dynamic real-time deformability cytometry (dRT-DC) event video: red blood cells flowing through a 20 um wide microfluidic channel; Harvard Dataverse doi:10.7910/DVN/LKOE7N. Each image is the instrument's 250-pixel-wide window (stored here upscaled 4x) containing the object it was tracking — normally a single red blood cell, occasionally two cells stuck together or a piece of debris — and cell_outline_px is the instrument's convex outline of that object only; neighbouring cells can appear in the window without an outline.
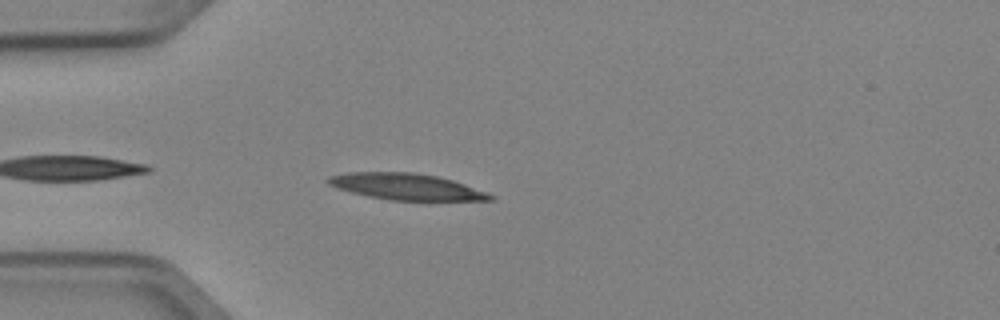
{"species": "Egyptian fruit bat (a non-hibernating species)", "species_latin": "Rousettus aegyptiacus", "temperature_condition": "cold", "stored_images_in_passage": 3, "camera_frame_rate_fps": 3000, "um_per_image_px": 0.085, "animal": {"sex": "female"}, "frame": {"image": 1, "passage_image": 3, "time_ms": 0.667, "image_size_px": [1000, 320], "cell_outline_px": [[496, 196], [492, 200], [392, 200], [368, 196], [352, 192], [328, 184], [324, 180], [328, 176], [348, 172], [412, 172], [436, 176], [452, 180], [488, 192]], "centroid_in_image_um": [34.53, 15.86], "position_along_channel_um": 50.5, "area_um2": 24.68}}